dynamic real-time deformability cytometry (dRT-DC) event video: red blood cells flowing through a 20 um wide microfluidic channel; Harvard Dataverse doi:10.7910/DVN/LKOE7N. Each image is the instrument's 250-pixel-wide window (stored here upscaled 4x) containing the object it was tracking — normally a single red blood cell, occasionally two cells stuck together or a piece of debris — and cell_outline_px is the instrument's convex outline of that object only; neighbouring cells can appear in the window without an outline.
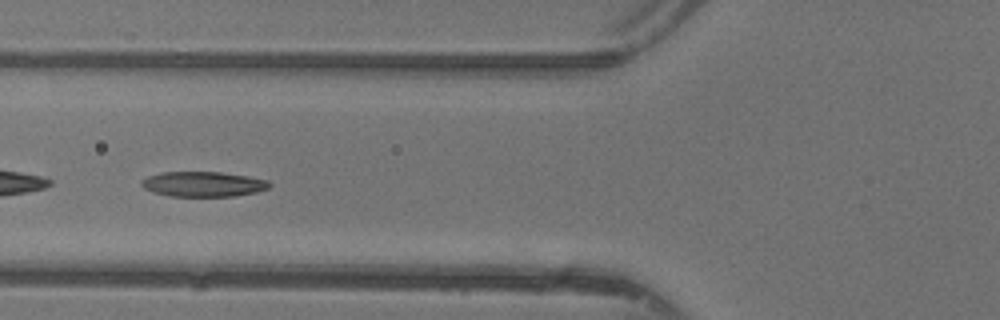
{"species": "common noctule bat (a hibernating species)", "species_latin": "Nyctalus noctula", "temperature_condition": "warm", "stored_images_in_passage": 36, "camera_frame_rate_fps": 3000, "um_per_image_px": 0.085, "animal": {"sex": "female"}, "frame": {"image": 1, "passage_image": 7, "time_ms": 2.0, "image_size_px": [1000, 320], "cell_outline_px": [[272, 184], [268, 188], [256, 192], [236, 196], [168, 196], [152, 192], [144, 188], [140, 184], [140, 180], [148, 176], [164, 172], [220, 172], [248, 176], [268, 180]], "centroid_in_image_um": [17.26, 15.65], "position_along_channel_um": 108.5, "area_um2": 18.79}}
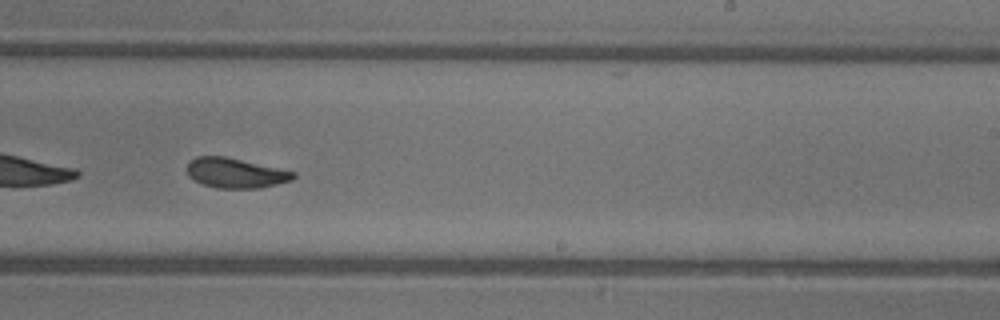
{"frame": {"image": 2, "passage_image": 18, "time_ms": 5.667, "image_size_px": [1000, 320], "cell_outline_px": [[296, 176], [292, 180], [260, 188], [216, 188], [204, 184], [188, 176], [188, 164], [196, 156], [224, 156], [296, 172]], "centroid_in_image_um": [20.04, 14.71], "position_along_channel_um": 269.0, "area_um2": 18.26}}
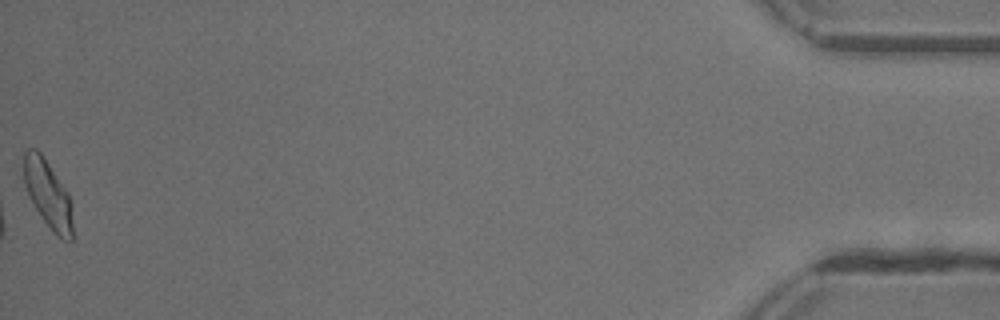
{"frame": {"image": 3, "passage_image": 36, "time_ms": 11.667, "image_size_px": [1000, 320], "cell_outline_px": [[72, 240], [64, 240], [56, 236], [52, 232], [28, 196], [24, 184], [24, 152], [28, 148], [36, 148], [40, 152], [68, 192], [72, 224]], "centroid_in_image_um": [4.05, 16.49], "position_along_channel_um": 431.1, "area_um2": 18.96}, "authors_computed_cell_mechanics": {"area_um2": 18.9584, "velocity_mm_per_s": 4.3761, "shape_relaxation_time_tau1_ms": 3.1862, "shape_relaxation_time_tau2_ms": 1.4566, "deformation_change_tau1": 0.1485, "deformation_change_tau2": 0.0653}}